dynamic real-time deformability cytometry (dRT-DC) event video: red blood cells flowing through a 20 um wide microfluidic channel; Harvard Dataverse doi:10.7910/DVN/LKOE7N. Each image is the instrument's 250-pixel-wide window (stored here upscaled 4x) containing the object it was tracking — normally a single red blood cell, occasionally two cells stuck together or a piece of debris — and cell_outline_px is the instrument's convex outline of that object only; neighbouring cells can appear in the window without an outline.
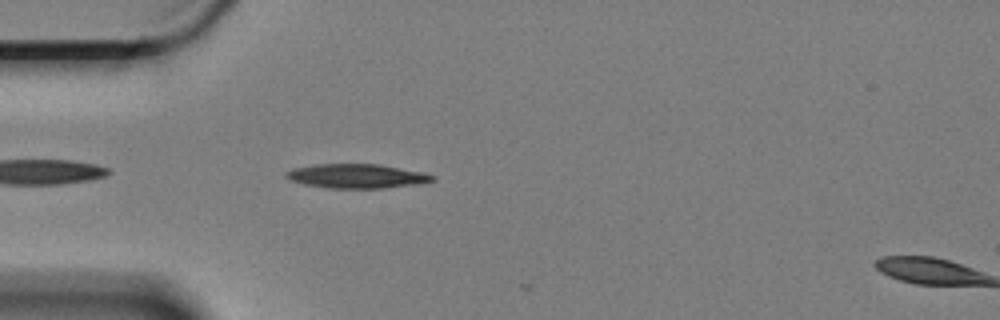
{"species": "Egyptian fruit bat (a non-hibernating species)", "species_latin": "Rousettus aegyptiacus", "temperature_condition": "cold", "stored_images_in_passage": 5, "camera_frame_rate_fps": 3000, "um_per_image_px": 0.085, "animal": {"sex": "female"}, "frame": {"image": 1, "passage_image": 3, "time_ms": 0.667, "image_size_px": [1000, 320], "cell_outline_px": [[436, 180], [416, 184], [384, 188], [328, 188], [304, 184], [292, 180], [284, 176], [284, 172], [292, 168], [312, 164], [380, 164], [420, 172], [436, 176]], "centroid_in_image_um": [30.28, 14.96], "position_along_channel_um": 54.7, "area_um2": 20.63}}